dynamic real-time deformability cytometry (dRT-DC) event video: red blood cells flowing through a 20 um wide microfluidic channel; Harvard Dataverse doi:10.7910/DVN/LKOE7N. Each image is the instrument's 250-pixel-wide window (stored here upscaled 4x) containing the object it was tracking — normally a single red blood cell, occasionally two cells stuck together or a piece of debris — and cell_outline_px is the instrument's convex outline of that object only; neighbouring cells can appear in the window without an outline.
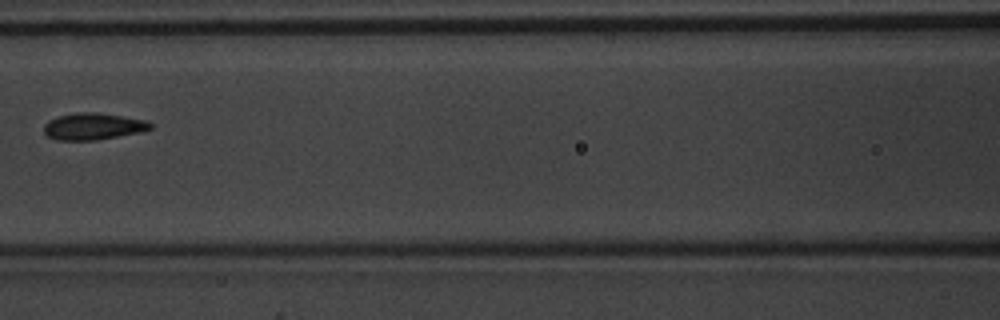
{"species": "common noctule bat (a hibernating species)", "species_latin": "Nyctalus noctula", "temperature_condition": "warm", "stored_images_in_passage": 5, "camera_frame_rate_fps": 3000, "um_per_image_px": 0.085, "animal": {"sex": "male", "body_mass_g": 20.1, "forearm_length_mm": 53.5}, "frame": {"image": 1, "passage_image": 4, "time_ms": 1.0, "image_size_px": [1000, 320], "cell_outline_px": [[152, 128], [140, 132], [96, 140], [56, 140], [48, 136], [44, 132], [44, 124], [48, 120], [56, 116], [76, 112], [100, 112], [148, 120], [152, 124]], "centroid_in_image_um": [7.91, 10.72], "position_along_channel_um": 158.7, "area_um2": 16.82}}
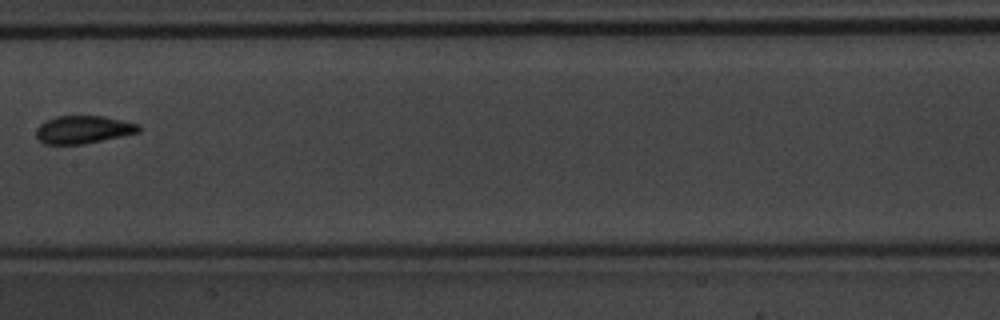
{"frame": {"image": 2, "passage_image": 5, "time_ms": 1.333, "image_size_px": [1000, 320], "cell_outline_px": [[140, 132], [84, 144], [44, 144], [36, 136], [36, 128], [44, 120], [56, 116], [104, 116], [140, 124]], "centroid_in_image_um": [7.06, 11.01], "position_along_channel_um": 200.3, "area_um2": 16.7}}